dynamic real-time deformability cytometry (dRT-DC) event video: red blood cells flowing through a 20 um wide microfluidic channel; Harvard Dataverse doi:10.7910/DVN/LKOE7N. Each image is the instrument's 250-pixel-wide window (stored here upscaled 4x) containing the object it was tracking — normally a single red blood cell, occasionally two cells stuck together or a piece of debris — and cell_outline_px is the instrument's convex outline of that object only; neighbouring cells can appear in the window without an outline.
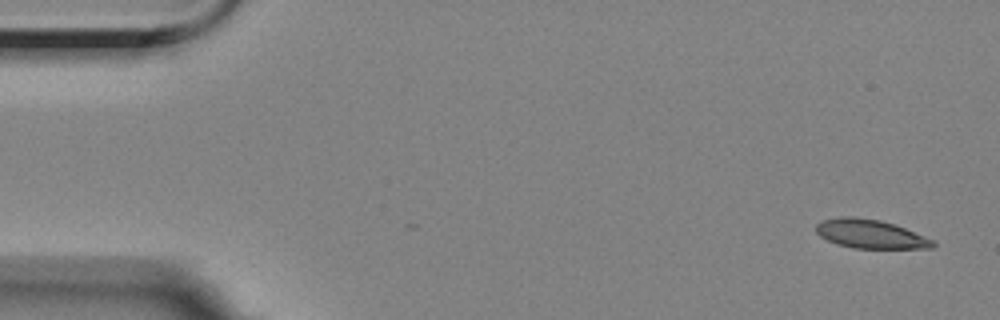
{"species": "Egyptian fruit bat (a non-hibernating species)", "species_latin": "Rousettus aegyptiacus", "temperature_condition": "room temperature", "stored_images_in_passage": 55, "camera_frame_rate_fps": 3000, "um_per_image_px": 0.085, "animal": {"sex": "female"}, "frame": {"image": 1, "passage_image": 1, "time_ms": 0.0, "image_size_px": [1000, 320], "cell_outline_px": [[936, 244], [932, 248], [852, 248], [836, 244], [820, 236], [816, 232], [816, 224], [820, 220], [840, 216], [852, 216], [880, 220], [904, 228], [936, 240]], "centroid_in_image_um": [73.96, 19.88], "position_along_channel_um": 11.0, "area_um2": 19.71}}
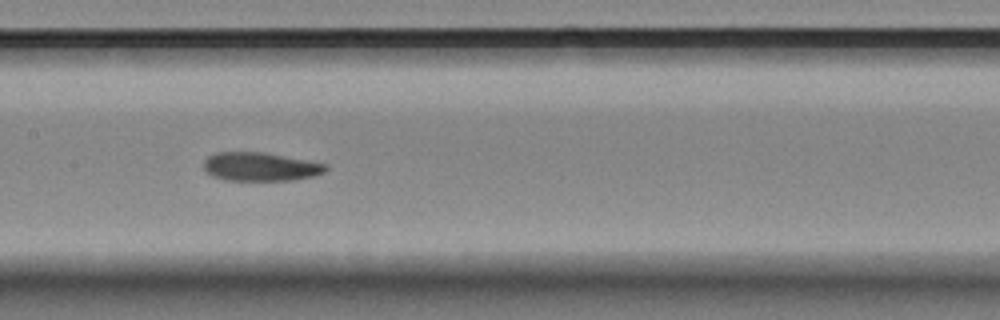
{"frame": {"image": 2, "passage_image": 26, "time_ms": 8.333, "image_size_px": [1000, 320], "cell_outline_px": [[328, 168], [324, 172], [312, 176], [292, 180], [224, 180], [212, 176], [204, 168], [204, 160], [208, 156], [216, 152], [264, 152], [328, 164]], "centroid_in_image_um": [22.12, 14.16], "position_along_channel_um": 185.3, "area_um2": 20.29}}
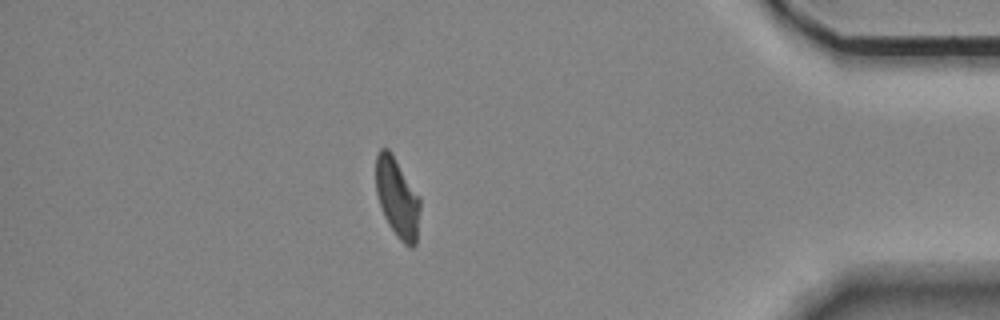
{"frame": {"image": 3, "passage_image": 48, "time_ms": 15.667, "image_size_px": [1000, 320], "cell_outline_px": [[420, 208], [416, 244], [412, 248], [408, 248], [396, 236], [388, 224], [384, 216], [376, 192], [376, 156], [380, 148], [388, 148], [420, 196]], "centroid_in_image_um": [33.78, 16.84], "position_along_channel_um": 401.4, "area_um2": 20.52}, "authors_computed_cell_mechanics": {"area_um2": 20.6346, "velocity_mm_per_s": 3.4955, "shape_relaxation_time_tau1_ms": 7.5487, "shape_relaxation_time_tau2_ms": 3.3658, "deformation_change_tau1": 0.2051, "deformation_change_tau2": 0.1004}}